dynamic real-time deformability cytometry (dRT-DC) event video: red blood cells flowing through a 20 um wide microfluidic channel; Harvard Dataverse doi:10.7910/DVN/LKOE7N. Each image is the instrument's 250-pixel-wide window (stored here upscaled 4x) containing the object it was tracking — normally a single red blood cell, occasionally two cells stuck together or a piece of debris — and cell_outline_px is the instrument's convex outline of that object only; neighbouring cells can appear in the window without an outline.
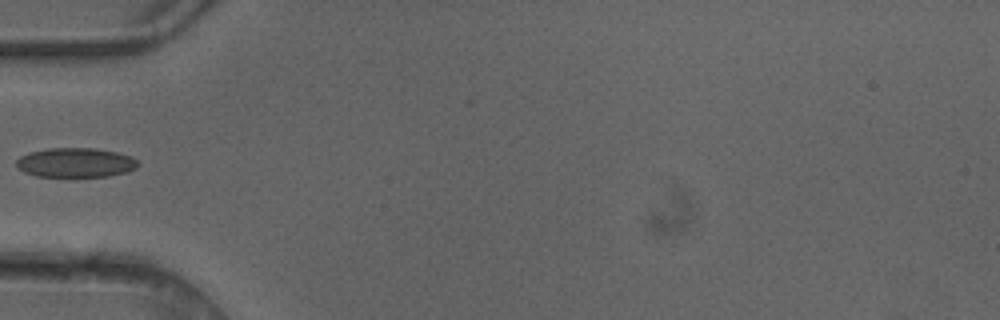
{"species": "common noctule bat (a hibernating species)", "species_latin": "Nyctalus noctula", "temperature_condition": "cold", "stored_images_in_passage": 4, "camera_frame_rate_fps": 3000, "um_per_image_px": 0.085, "animal": {"sex": "female"}, "frame": {"image": 1, "passage_image": 4, "time_ms": 1.0, "image_size_px": [1000, 320], "cell_outline_px": [[140, 164], [136, 168], [128, 172], [108, 176], [36, 176], [24, 172], [16, 168], [16, 160], [20, 156], [28, 152], [48, 148], [96, 148], [116, 152], [132, 156]], "centroid_in_image_um": [6.42, 13.81], "position_along_channel_um": 78.6, "area_um2": 21.04}}